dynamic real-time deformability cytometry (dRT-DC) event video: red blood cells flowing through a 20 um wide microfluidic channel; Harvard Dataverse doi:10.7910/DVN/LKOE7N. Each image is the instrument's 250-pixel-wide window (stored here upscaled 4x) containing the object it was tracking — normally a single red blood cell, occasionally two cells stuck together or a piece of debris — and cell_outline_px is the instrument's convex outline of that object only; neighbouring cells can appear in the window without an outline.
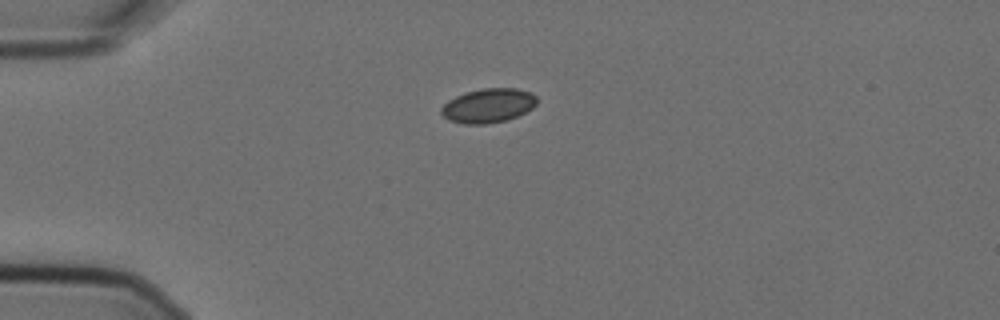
{"species": "Egyptian fruit bat (a non-hibernating species)", "species_latin": "Rousettus aegyptiacus", "temperature_condition": "cold", "stored_images_in_passage": 8, "camera_frame_rate_fps": 3000, "um_per_image_px": 0.085, "animal": {"sex": "female"}, "frame": {"image": 1, "passage_image": 1, "time_ms": 0.0, "image_size_px": [1000, 320], "cell_outline_px": [[536, 104], [532, 108], [508, 120], [488, 124], [464, 124], [448, 120], [440, 112], [440, 108], [448, 100], [464, 92], [484, 88], [516, 88], [532, 92], [536, 96]], "centroid_in_image_um": [41.48, 8.97], "position_along_channel_um": 43.5, "area_um2": 19.19}}
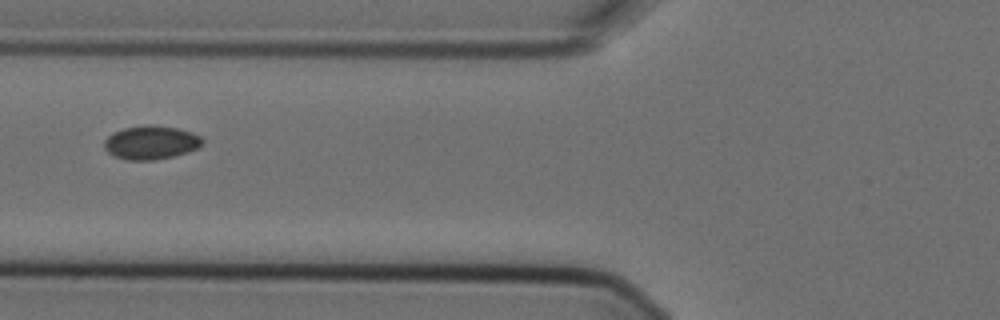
{"frame": {"image": 2, "passage_image": 3, "time_ms": 0.667, "image_size_px": [1000, 320], "cell_outline_px": [[204, 144], [188, 152], [172, 156], [152, 160], [128, 160], [116, 156], [108, 152], [104, 148], [104, 140], [112, 132], [124, 128], [148, 124], [176, 128], [192, 132], [200, 136], [204, 140]], "centroid_in_image_um": [12.83, 12.1], "position_along_channel_um": 113.0, "area_um2": 19.19}}
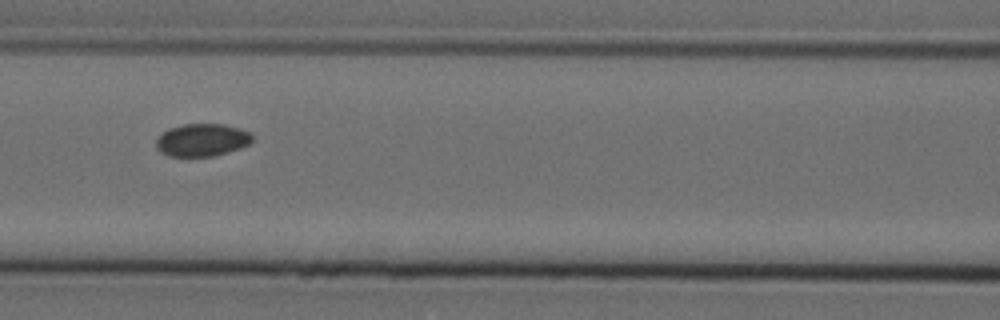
{"frame": {"image": 3, "passage_image": 4, "time_ms": 1.0, "image_size_px": [1000, 320], "cell_outline_px": [[252, 140], [248, 144], [240, 148], [228, 152], [212, 156], [168, 156], [160, 152], [156, 148], [156, 140], [168, 128], [184, 124], [224, 124], [240, 128], [252, 132]], "centroid_in_image_um": [17.18, 11.89], "position_along_channel_um": 149.4, "area_um2": 18.32}}